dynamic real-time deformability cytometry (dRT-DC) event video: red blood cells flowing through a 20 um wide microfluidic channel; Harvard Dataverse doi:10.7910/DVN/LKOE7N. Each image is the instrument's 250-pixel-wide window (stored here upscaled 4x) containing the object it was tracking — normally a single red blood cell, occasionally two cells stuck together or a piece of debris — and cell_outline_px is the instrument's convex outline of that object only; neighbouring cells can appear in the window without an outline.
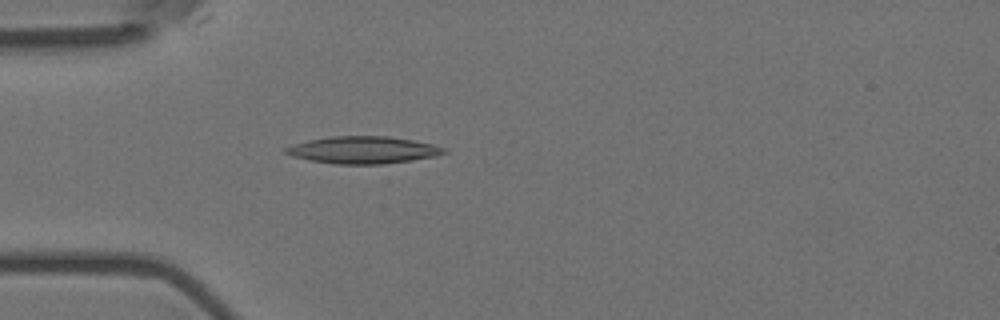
{"species": "Egyptian fruit bat (a non-hibernating species)", "species_latin": "Rousettus aegyptiacus", "temperature_condition": "room temperature", "stored_images_in_passage": 4, "camera_frame_rate_fps": 3000, "um_per_image_px": 0.085, "animal": {"sex": "female"}, "frame": {"image": 1, "passage_image": 4, "time_ms": 1.0, "image_size_px": [1000, 320], "cell_outline_px": [[448, 152], [436, 156], [412, 160], [380, 164], [332, 164], [292, 156], [284, 152], [284, 148], [292, 144], [308, 140], [332, 136], [388, 136], [412, 140], [432, 144], [448, 148]], "centroid_in_image_um": [30.88, 12.74], "position_along_channel_um": 54.1, "area_um2": 25.09}}